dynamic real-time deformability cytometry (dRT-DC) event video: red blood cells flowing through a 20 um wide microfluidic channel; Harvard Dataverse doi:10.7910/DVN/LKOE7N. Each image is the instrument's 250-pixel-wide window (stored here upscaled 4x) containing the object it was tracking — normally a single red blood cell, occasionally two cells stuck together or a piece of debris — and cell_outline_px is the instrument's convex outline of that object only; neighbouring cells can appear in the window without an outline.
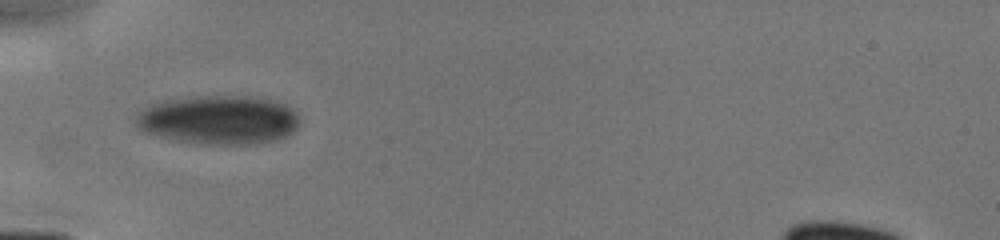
{"species": "human", "species_latin": "Homo sapiens", "temperature_condition": "cold", "stored_images_in_passage": 7, "camera_frame_rate_fps": 3000, "um_per_image_px": 0.085, "donor": {"sex": "male"}, "frame": {"image": 1, "passage_image": 1, "time_ms": 0.0, "image_size_px": [1000, 240], "cell_outline_px": [[300, 124], [288, 136], [276, 140], [256, 144], [200, 144], [176, 140], [156, 136], [144, 132], [136, 128], [136, 116], [144, 108], [152, 104], [164, 100], [188, 96], [244, 96], [272, 100], [284, 104], [300, 112]], "centroid_in_image_um": [18.61, 10.19], "position_along_channel_um": 66.4, "area_um2": 47.28}}
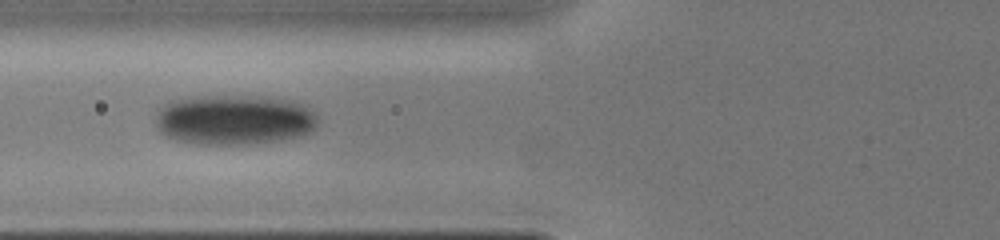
{"frame": {"image": 2, "passage_image": 6, "time_ms": 1.0, "image_size_px": [1000, 240], "cell_outline_px": [[316, 128], [312, 132], [304, 136], [284, 140], [248, 144], [200, 144], [176, 140], [160, 132], [156, 124], [156, 116], [164, 104], [168, 100], [192, 96], [268, 96], [292, 100], [308, 104], [316, 112]], "centroid_in_image_um": [19.98, 10.16], "position_along_channel_um": 105.8, "area_um2": 48.32}}